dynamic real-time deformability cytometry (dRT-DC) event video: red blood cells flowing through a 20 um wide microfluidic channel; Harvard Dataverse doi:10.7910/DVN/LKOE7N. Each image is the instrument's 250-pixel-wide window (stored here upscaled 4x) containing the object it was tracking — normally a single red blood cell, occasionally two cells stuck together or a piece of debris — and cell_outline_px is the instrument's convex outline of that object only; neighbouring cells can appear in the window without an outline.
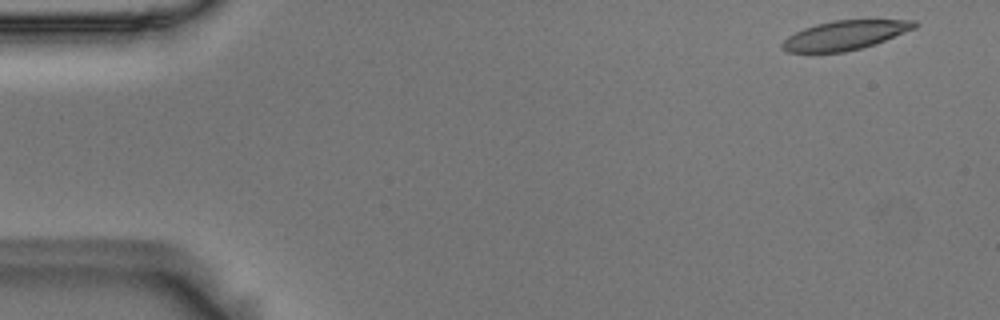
{"species": "Egyptian fruit bat (a non-hibernating species)", "species_latin": "Rousettus aegyptiacus", "temperature_condition": "room temperature", "stored_images_in_passage": 4, "camera_frame_rate_fps": 3000, "um_per_image_px": 0.085, "animal": {"sex": "male"}, "frame": {"image": 1, "passage_image": 1, "time_ms": 0.0, "image_size_px": [1000, 320], "cell_outline_px": [[920, 24], [916, 28], [884, 40], [860, 48], [844, 52], [788, 52], [780, 48], [780, 44], [788, 36], [804, 28], [816, 24], [832, 20], [916, 20]], "centroid_in_image_um": [71.81, 2.98], "position_along_channel_um": 13.2, "area_um2": 22.37}}